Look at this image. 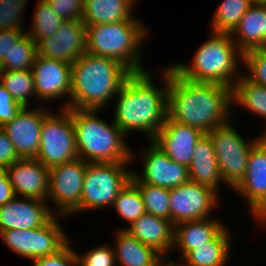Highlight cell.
Listing matches in <instances>:
<instances>
[{
	"instance_id": "f35d334b",
	"label": "cell",
	"mask_w": 266,
	"mask_h": 266,
	"mask_svg": "<svg viewBox=\"0 0 266 266\" xmlns=\"http://www.w3.org/2000/svg\"><path fill=\"white\" fill-rule=\"evenodd\" d=\"M69 245L54 255L32 260L33 266H77L76 254Z\"/></svg>"
},
{
	"instance_id": "6da1fadb",
	"label": "cell",
	"mask_w": 266,
	"mask_h": 266,
	"mask_svg": "<svg viewBox=\"0 0 266 266\" xmlns=\"http://www.w3.org/2000/svg\"><path fill=\"white\" fill-rule=\"evenodd\" d=\"M167 106L171 119L207 134L230 122L232 88L187 81L169 66Z\"/></svg>"
},
{
	"instance_id": "d6986e66",
	"label": "cell",
	"mask_w": 266,
	"mask_h": 266,
	"mask_svg": "<svg viewBox=\"0 0 266 266\" xmlns=\"http://www.w3.org/2000/svg\"><path fill=\"white\" fill-rule=\"evenodd\" d=\"M203 134L200 130L179 123L167 115L163 127L151 141L171 160L189 167L194 146Z\"/></svg>"
},
{
	"instance_id": "1f68e13d",
	"label": "cell",
	"mask_w": 266,
	"mask_h": 266,
	"mask_svg": "<svg viewBox=\"0 0 266 266\" xmlns=\"http://www.w3.org/2000/svg\"><path fill=\"white\" fill-rule=\"evenodd\" d=\"M35 6L32 29L27 33L38 43L57 32L65 20L52 10L46 0H37Z\"/></svg>"
},
{
	"instance_id": "4316f807",
	"label": "cell",
	"mask_w": 266,
	"mask_h": 266,
	"mask_svg": "<svg viewBox=\"0 0 266 266\" xmlns=\"http://www.w3.org/2000/svg\"><path fill=\"white\" fill-rule=\"evenodd\" d=\"M230 233L226 227L211 241L191 250L178 264L168 261L171 266H224L230 257Z\"/></svg>"
},
{
	"instance_id": "7a4b0ae2",
	"label": "cell",
	"mask_w": 266,
	"mask_h": 266,
	"mask_svg": "<svg viewBox=\"0 0 266 266\" xmlns=\"http://www.w3.org/2000/svg\"><path fill=\"white\" fill-rule=\"evenodd\" d=\"M161 73L163 88L153 84V73L146 70L132 73L118 92L113 121L125 135L136 129L150 141L163 127L168 115V67Z\"/></svg>"
},
{
	"instance_id": "836d02e7",
	"label": "cell",
	"mask_w": 266,
	"mask_h": 266,
	"mask_svg": "<svg viewBox=\"0 0 266 266\" xmlns=\"http://www.w3.org/2000/svg\"><path fill=\"white\" fill-rule=\"evenodd\" d=\"M130 180L141 193L146 213L170 220V189L141 183L133 174H131Z\"/></svg>"
},
{
	"instance_id": "7402d4cb",
	"label": "cell",
	"mask_w": 266,
	"mask_h": 266,
	"mask_svg": "<svg viewBox=\"0 0 266 266\" xmlns=\"http://www.w3.org/2000/svg\"><path fill=\"white\" fill-rule=\"evenodd\" d=\"M115 235L113 248L116 264L122 266H166L167 261L155 249L141 243L122 228Z\"/></svg>"
},
{
	"instance_id": "9a60e30c",
	"label": "cell",
	"mask_w": 266,
	"mask_h": 266,
	"mask_svg": "<svg viewBox=\"0 0 266 266\" xmlns=\"http://www.w3.org/2000/svg\"><path fill=\"white\" fill-rule=\"evenodd\" d=\"M23 107L13 120L1 128L8 135L20 158H36L41 138V126L50 113L43 106L28 110Z\"/></svg>"
},
{
	"instance_id": "ee69618b",
	"label": "cell",
	"mask_w": 266,
	"mask_h": 266,
	"mask_svg": "<svg viewBox=\"0 0 266 266\" xmlns=\"http://www.w3.org/2000/svg\"><path fill=\"white\" fill-rule=\"evenodd\" d=\"M7 175V168L5 166L0 165V180L3 179Z\"/></svg>"
},
{
	"instance_id": "9c48e42d",
	"label": "cell",
	"mask_w": 266,
	"mask_h": 266,
	"mask_svg": "<svg viewBox=\"0 0 266 266\" xmlns=\"http://www.w3.org/2000/svg\"><path fill=\"white\" fill-rule=\"evenodd\" d=\"M76 158L78 155L71 112L62 109L57 115L49 113L41 126L40 146L35 159L50 169Z\"/></svg>"
},
{
	"instance_id": "d6a6232c",
	"label": "cell",
	"mask_w": 266,
	"mask_h": 266,
	"mask_svg": "<svg viewBox=\"0 0 266 266\" xmlns=\"http://www.w3.org/2000/svg\"><path fill=\"white\" fill-rule=\"evenodd\" d=\"M112 207L129 225L146 213L141 193L131 180L120 190Z\"/></svg>"
},
{
	"instance_id": "8d00e7d4",
	"label": "cell",
	"mask_w": 266,
	"mask_h": 266,
	"mask_svg": "<svg viewBox=\"0 0 266 266\" xmlns=\"http://www.w3.org/2000/svg\"><path fill=\"white\" fill-rule=\"evenodd\" d=\"M75 254L77 266H117L113 248L108 245H98L83 255Z\"/></svg>"
},
{
	"instance_id": "e575fe53",
	"label": "cell",
	"mask_w": 266,
	"mask_h": 266,
	"mask_svg": "<svg viewBox=\"0 0 266 266\" xmlns=\"http://www.w3.org/2000/svg\"><path fill=\"white\" fill-rule=\"evenodd\" d=\"M242 62L250 74L243 75L247 80L266 86V48L250 49L243 52Z\"/></svg>"
},
{
	"instance_id": "5bb4252c",
	"label": "cell",
	"mask_w": 266,
	"mask_h": 266,
	"mask_svg": "<svg viewBox=\"0 0 266 266\" xmlns=\"http://www.w3.org/2000/svg\"><path fill=\"white\" fill-rule=\"evenodd\" d=\"M86 51V25L82 20L64 21L57 32L37 43V55L71 65Z\"/></svg>"
},
{
	"instance_id": "ba28073f",
	"label": "cell",
	"mask_w": 266,
	"mask_h": 266,
	"mask_svg": "<svg viewBox=\"0 0 266 266\" xmlns=\"http://www.w3.org/2000/svg\"><path fill=\"white\" fill-rule=\"evenodd\" d=\"M207 134L212 140L223 182L235 189L245 177L252 147L264 134L246 142L231 125V121Z\"/></svg>"
},
{
	"instance_id": "60d3db41",
	"label": "cell",
	"mask_w": 266,
	"mask_h": 266,
	"mask_svg": "<svg viewBox=\"0 0 266 266\" xmlns=\"http://www.w3.org/2000/svg\"><path fill=\"white\" fill-rule=\"evenodd\" d=\"M21 159L8 135L0 127V165L6 168Z\"/></svg>"
},
{
	"instance_id": "7c38bea8",
	"label": "cell",
	"mask_w": 266,
	"mask_h": 266,
	"mask_svg": "<svg viewBox=\"0 0 266 266\" xmlns=\"http://www.w3.org/2000/svg\"><path fill=\"white\" fill-rule=\"evenodd\" d=\"M219 192L214 189L188 180L170 189V221L177 225L186 221L209 218L211 211L218 205Z\"/></svg>"
},
{
	"instance_id": "7bdbcfd3",
	"label": "cell",
	"mask_w": 266,
	"mask_h": 266,
	"mask_svg": "<svg viewBox=\"0 0 266 266\" xmlns=\"http://www.w3.org/2000/svg\"><path fill=\"white\" fill-rule=\"evenodd\" d=\"M15 197L12 185L7 175L0 180V206L4 205L8 201H11Z\"/></svg>"
},
{
	"instance_id": "603a6c76",
	"label": "cell",
	"mask_w": 266,
	"mask_h": 266,
	"mask_svg": "<svg viewBox=\"0 0 266 266\" xmlns=\"http://www.w3.org/2000/svg\"><path fill=\"white\" fill-rule=\"evenodd\" d=\"M189 180L208 186L218 192L223 182L212 140L203 134L194 146L192 162L188 167Z\"/></svg>"
},
{
	"instance_id": "2e32d148",
	"label": "cell",
	"mask_w": 266,
	"mask_h": 266,
	"mask_svg": "<svg viewBox=\"0 0 266 266\" xmlns=\"http://www.w3.org/2000/svg\"><path fill=\"white\" fill-rule=\"evenodd\" d=\"M71 64L37 55L32 66L36 98L56 101L71 98Z\"/></svg>"
},
{
	"instance_id": "b9f144b4",
	"label": "cell",
	"mask_w": 266,
	"mask_h": 266,
	"mask_svg": "<svg viewBox=\"0 0 266 266\" xmlns=\"http://www.w3.org/2000/svg\"><path fill=\"white\" fill-rule=\"evenodd\" d=\"M23 30L0 29V63L8 54L12 45L23 35Z\"/></svg>"
},
{
	"instance_id": "3957f363",
	"label": "cell",
	"mask_w": 266,
	"mask_h": 266,
	"mask_svg": "<svg viewBox=\"0 0 266 266\" xmlns=\"http://www.w3.org/2000/svg\"><path fill=\"white\" fill-rule=\"evenodd\" d=\"M131 74L115 59L86 52L71 66V98L61 109L102 110Z\"/></svg>"
},
{
	"instance_id": "52a82bcc",
	"label": "cell",
	"mask_w": 266,
	"mask_h": 266,
	"mask_svg": "<svg viewBox=\"0 0 266 266\" xmlns=\"http://www.w3.org/2000/svg\"><path fill=\"white\" fill-rule=\"evenodd\" d=\"M131 162H88L81 195V212L113 206L120 190L129 182Z\"/></svg>"
},
{
	"instance_id": "f1b7e54d",
	"label": "cell",
	"mask_w": 266,
	"mask_h": 266,
	"mask_svg": "<svg viewBox=\"0 0 266 266\" xmlns=\"http://www.w3.org/2000/svg\"><path fill=\"white\" fill-rule=\"evenodd\" d=\"M37 56V43L25 33L12 45L4 60L0 63V70L21 71L30 70Z\"/></svg>"
},
{
	"instance_id": "30bf717a",
	"label": "cell",
	"mask_w": 266,
	"mask_h": 266,
	"mask_svg": "<svg viewBox=\"0 0 266 266\" xmlns=\"http://www.w3.org/2000/svg\"><path fill=\"white\" fill-rule=\"evenodd\" d=\"M57 219L54 215L39 228L1 231L0 237L12 252L31 261L51 256L62 250L70 240Z\"/></svg>"
},
{
	"instance_id": "4fadbf2b",
	"label": "cell",
	"mask_w": 266,
	"mask_h": 266,
	"mask_svg": "<svg viewBox=\"0 0 266 266\" xmlns=\"http://www.w3.org/2000/svg\"><path fill=\"white\" fill-rule=\"evenodd\" d=\"M245 198L258 224H266V135L251 149L244 179L234 189Z\"/></svg>"
},
{
	"instance_id": "5b68a950",
	"label": "cell",
	"mask_w": 266,
	"mask_h": 266,
	"mask_svg": "<svg viewBox=\"0 0 266 266\" xmlns=\"http://www.w3.org/2000/svg\"><path fill=\"white\" fill-rule=\"evenodd\" d=\"M212 32L213 36L199 47L189 66L177 63L170 67L187 81L216 83L233 88L242 74L238 69L243 52L230 34Z\"/></svg>"
},
{
	"instance_id": "ffe728a7",
	"label": "cell",
	"mask_w": 266,
	"mask_h": 266,
	"mask_svg": "<svg viewBox=\"0 0 266 266\" xmlns=\"http://www.w3.org/2000/svg\"><path fill=\"white\" fill-rule=\"evenodd\" d=\"M15 196L48 200L49 169L35 158L19 159L7 167Z\"/></svg>"
},
{
	"instance_id": "d4e9b609",
	"label": "cell",
	"mask_w": 266,
	"mask_h": 266,
	"mask_svg": "<svg viewBox=\"0 0 266 266\" xmlns=\"http://www.w3.org/2000/svg\"><path fill=\"white\" fill-rule=\"evenodd\" d=\"M230 35L242 52L266 48V5L252 4Z\"/></svg>"
},
{
	"instance_id": "8fae6325",
	"label": "cell",
	"mask_w": 266,
	"mask_h": 266,
	"mask_svg": "<svg viewBox=\"0 0 266 266\" xmlns=\"http://www.w3.org/2000/svg\"><path fill=\"white\" fill-rule=\"evenodd\" d=\"M87 161L76 158L49 169L48 200L56 204L57 217L81 212V195Z\"/></svg>"
},
{
	"instance_id": "ac0fdd59",
	"label": "cell",
	"mask_w": 266,
	"mask_h": 266,
	"mask_svg": "<svg viewBox=\"0 0 266 266\" xmlns=\"http://www.w3.org/2000/svg\"><path fill=\"white\" fill-rule=\"evenodd\" d=\"M46 202L15 196L0 206V232L34 229L45 225L55 215Z\"/></svg>"
},
{
	"instance_id": "d590c367",
	"label": "cell",
	"mask_w": 266,
	"mask_h": 266,
	"mask_svg": "<svg viewBox=\"0 0 266 266\" xmlns=\"http://www.w3.org/2000/svg\"><path fill=\"white\" fill-rule=\"evenodd\" d=\"M27 0H0V29L23 30L21 15Z\"/></svg>"
},
{
	"instance_id": "e0dca14e",
	"label": "cell",
	"mask_w": 266,
	"mask_h": 266,
	"mask_svg": "<svg viewBox=\"0 0 266 266\" xmlns=\"http://www.w3.org/2000/svg\"><path fill=\"white\" fill-rule=\"evenodd\" d=\"M143 154V173L132 174L141 182L158 187L175 188L189 180L188 167L171 160L151 140Z\"/></svg>"
},
{
	"instance_id": "cb8c5ba5",
	"label": "cell",
	"mask_w": 266,
	"mask_h": 266,
	"mask_svg": "<svg viewBox=\"0 0 266 266\" xmlns=\"http://www.w3.org/2000/svg\"><path fill=\"white\" fill-rule=\"evenodd\" d=\"M226 226L216 218L186 221L174 226L173 247L181 250V259L191 250L213 240ZM177 246V247H176Z\"/></svg>"
},
{
	"instance_id": "ab89813d",
	"label": "cell",
	"mask_w": 266,
	"mask_h": 266,
	"mask_svg": "<svg viewBox=\"0 0 266 266\" xmlns=\"http://www.w3.org/2000/svg\"><path fill=\"white\" fill-rule=\"evenodd\" d=\"M22 108L0 83V127L13 120Z\"/></svg>"
},
{
	"instance_id": "4dcf8cb0",
	"label": "cell",
	"mask_w": 266,
	"mask_h": 266,
	"mask_svg": "<svg viewBox=\"0 0 266 266\" xmlns=\"http://www.w3.org/2000/svg\"><path fill=\"white\" fill-rule=\"evenodd\" d=\"M0 83L22 107H28L30 97L36 98L32 69L21 71L0 70Z\"/></svg>"
},
{
	"instance_id": "484cf974",
	"label": "cell",
	"mask_w": 266,
	"mask_h": 266,
	"mask_svg": "<svg viewBox=\"0 0 266 266\" xmlns=\"http://www.w3.org/2000/svg\"><path fill=\"white\" fill-rule=\"evenodd\" d=\"M137 0H85L82 22L85 25L139 21L132 11Z\"/></svg>"
},
{
	"instance_id": "8992f818",
	"label": "cell",
	"mask_w": 266,
	"mask_h": 266,
	"mask_svg": "<svg viewBox=\"0 0 266 266\" xmlns=\"http://www.w3.org/2000/svg\"><path fill=\"white\" fill-rule=\"evenodd\" d=\"M146 33L141 21L86 25V52L115 59L132 73L144 72L141 47Z\"/></svg>"
},
{
	"instance_id": "f6af8a7d",
	"label": "cell",
	"mask_w": 266,
	"mask_h": 266,
	"mask_svg": "<svg viewBox=\"0 0 266 266\" xmlns=\"http://www.w3.org/2000/svg\"><path fill=\"white\" fill-rule=\"evenodd\" d=\"M253 4L266 5V0H251Z\"/></svg>"
},
{
	"instance_id": "44dd1931",
	"label": "cell",
	"mask_w": 266,
	"mask_h": 266,
	"mask_svg": "<svg viewBox=\"0 0 266 266\" xmlns=\"http://www.w3.org/2000/svg\"><path fill=\"white\" fill-rule=\"evenodd\" d=\"M123 230L146 246L155 249L166 260L168 251L173 250L174 225L168 219L145 213Z\"/></svg>"
},
{
	"instance_id": "277c9868",
	"label": "cell",
	"mask_w": 266,
	"mask_h": 266,
	"mask_svg": "<svg viewBox=\"0 0 266 266\" xmlns=\"http://www.w3.org/2000/svg\"><path fill=\"white\" fill-rule=\"evenodd\" d=\"M67 109L71 112L78 158L87 162H132L135 155L114 121L109 125L99 118V110Z\"/></svg>"
},
{
	"instance_id": "74e56055",
	"label": "cell",
	"mask_w": 266,
	"mask_h": 266,
	"mask_svg": "<svg viewBox=\"0 0 266 266\" xmlns=\"http://www.w3.org/2000/svg\"><path fill=\"white\" fill-rule=\"evenodd\" d=\"M63 20H82L85 0H46Z\"/></svg>"
},
{
	"instance_id": "83f0119b",
	"label": "cell",
	"mask_w": 266,
	"mask_h": 266,
	"mask_svg": "<svg viewBox=\"0 0 266 266\" xmlns=\"http://www.w3.org/2000/svg\"><path fill=\"white\" fill-rule=\"evenodd\" d=\"M234 102L266 119V86L251 82L242 75L232 88V104Z\"/></svg>"
},
{
	"instance_id": "f546056e",
	"label": "cell",
	"mask_w": 266,
	"mask_h": 266,
	"mask_svg": "<svg viewBox=\"0 0 266 266\" xmlns=\"http://www.w3.org/2000/svg\"><path fill=\"white\" fill-rule=\"evenodd\" d=\"M252 4L251 0H223L214 12L211 30L231 34Z\"/></svg>"
}]
</instances>
